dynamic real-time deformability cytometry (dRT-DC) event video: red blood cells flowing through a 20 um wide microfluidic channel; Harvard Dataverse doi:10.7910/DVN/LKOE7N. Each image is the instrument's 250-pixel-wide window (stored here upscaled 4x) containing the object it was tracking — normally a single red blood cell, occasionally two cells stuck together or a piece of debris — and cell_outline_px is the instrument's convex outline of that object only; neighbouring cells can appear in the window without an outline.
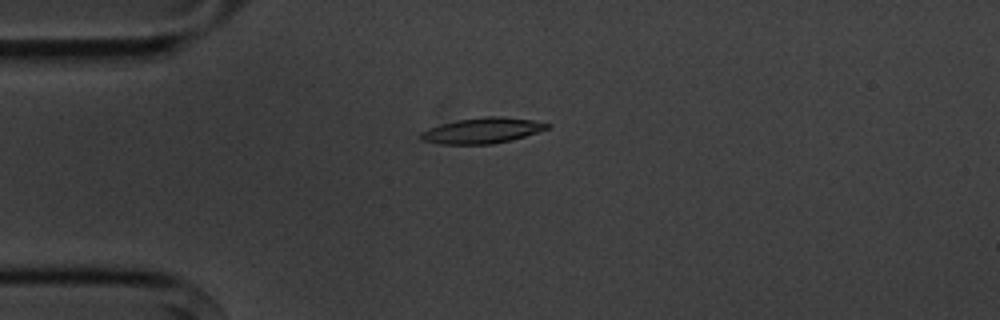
{"species": "common noctule bat (a hibernating species)", "species_latin": "Nyctalus noctula", "temperature_condition": "cold", "stored_images_in_passage": 4, "camera_frame_rate_fps": 3000, "um_per_image_px": 0.085, "animal": {"sex": "male", "body_mass_g": 20.1, "forearm_length_mm": 53.5}, "frame": {"image": 1, "passage_image": 4, "time_ms": 3.667, "image_size_px": [1000, 320], "cell_outline_px": [[552, 124], [548, 128], [524, 136], [492, 144], [440, 144], [420, 140], [420, 132], [428, 128], [456, 120], [484, 116], [500, 116], [532, 120]], "centroid_in_image_um": [40.94, 11.09], "position_along_channel_um": 44.1, "area_um2": 18.73}}